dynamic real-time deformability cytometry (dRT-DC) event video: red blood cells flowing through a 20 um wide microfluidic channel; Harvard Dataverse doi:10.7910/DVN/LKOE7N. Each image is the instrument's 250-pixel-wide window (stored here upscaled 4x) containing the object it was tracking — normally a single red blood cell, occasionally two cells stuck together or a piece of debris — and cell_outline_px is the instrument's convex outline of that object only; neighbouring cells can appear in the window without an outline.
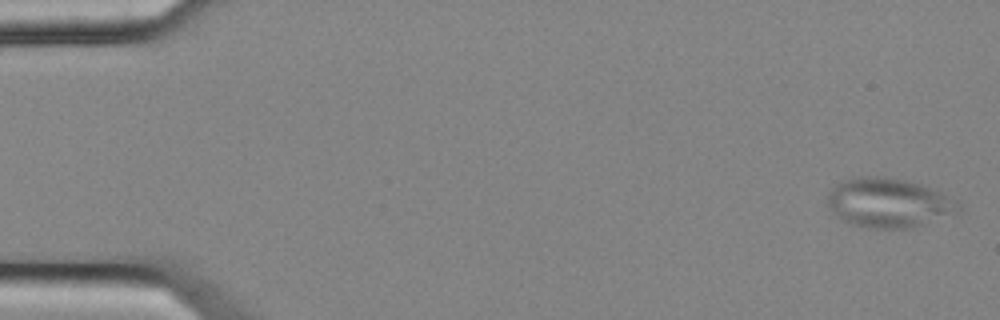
{"species": "common noctule bat (a hibernating species)", "species_latin": "Nyctalus noctula", "temperature_condition": "cold", "stored_images_in_passage": 5, "camera_frame_rate_fps": 3000, "um_per_image_px": 0.085, "animal": {"sex": "female", "body_mass_g": 25.1}, "frame": {"image": 1, "passage_image": 1, "time_ms": 0.0, "image_size_px": [1000, 320], "cell_outline_px": [[960, 208], [956, 212], [912, 228], [868, 228], [852, 224], [844, 220], [832, 212], [824, 204], [828, 192], [836, 184], [844, 180], [860, 176], [880, 176], [904, 180], [920, 184], [940, 192], [960, 204]], "centroid_in_image_um": [75.45, 17.23], "position_along_channel_um": 9.6, "area_um2": 37.4}}